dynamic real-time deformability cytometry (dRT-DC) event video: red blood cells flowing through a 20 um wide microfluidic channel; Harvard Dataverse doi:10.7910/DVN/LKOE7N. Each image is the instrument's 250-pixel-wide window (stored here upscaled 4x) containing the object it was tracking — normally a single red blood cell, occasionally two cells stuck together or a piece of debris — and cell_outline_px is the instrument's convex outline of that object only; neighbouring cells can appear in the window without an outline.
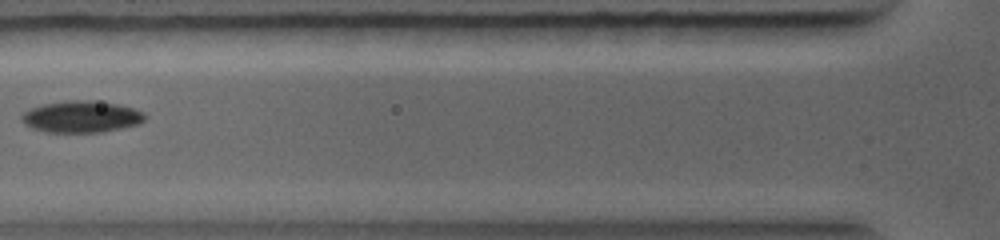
{"species": "common noctule bat (a hibernating species)", "species_latin": "Nyctalus noctula", "temperature_condition": "warm", "stored_images_in_passage": 4, "camera_frame_rate_fps": 5000, "um_per_image_px": 0.085, "animal": {"sex": "female", "body_mass_g": 19.0, "forearm_length_mm": 56.7}, "frame": {"image": 1, "passage_image": 4, "time_ms": 3.6, "image_size_px": [1000, 240], "cell_outline_px": [[144, 120], [140, 124], [100, 132], [48, 132], [32, 128], [24, 124], [20, 120], [20, 116], [24, 112], [32, 108], [44, 104], [68, 100], [92, 100], [116, 104], [132, 108], [144, 112]], "centroid_in_image_um": [6.89, 9.92], "position_along_channel_um": 118.9, "area_um2": 22.6}}